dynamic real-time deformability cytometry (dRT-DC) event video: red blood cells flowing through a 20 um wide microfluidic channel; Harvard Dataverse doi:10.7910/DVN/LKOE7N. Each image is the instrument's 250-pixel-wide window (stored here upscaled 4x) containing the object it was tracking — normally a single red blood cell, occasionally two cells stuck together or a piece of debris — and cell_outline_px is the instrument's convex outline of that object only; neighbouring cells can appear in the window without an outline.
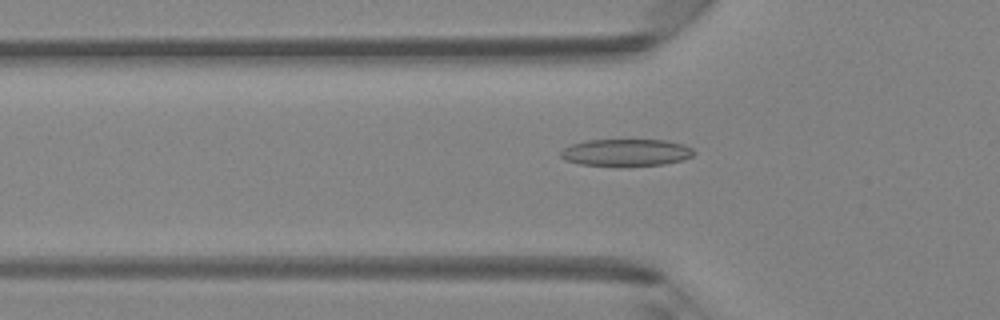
{"species": "Egyptian fruit bat (a non-hibernating species)", "species_latin": "Rousettus aegyptiacus", "temperature_condition": "room temperature", "stored_images_in_passage": 48, "camera_frame_rate_fps": 3000, "um_per_image_px": 0.085, "animal": {"sex": "female"}, "frame": {"image": 1, "passage_image": 16, "time_ms": 5.0, "image_size_px": [1000, 320], "cell_outline_px": [[696, 152], [692, 156], [684, 160], [664, 164], [580, 164], [564, 160], [560, 156], [560, 152], [564, 148], [572, 144], [588, 140], [664, 140], [684, 144], [692, 148]], "centroid_in_image_um": [53.25, 12.93], "position_along_channel_um": 72.6, "area_um2": 20.46}}
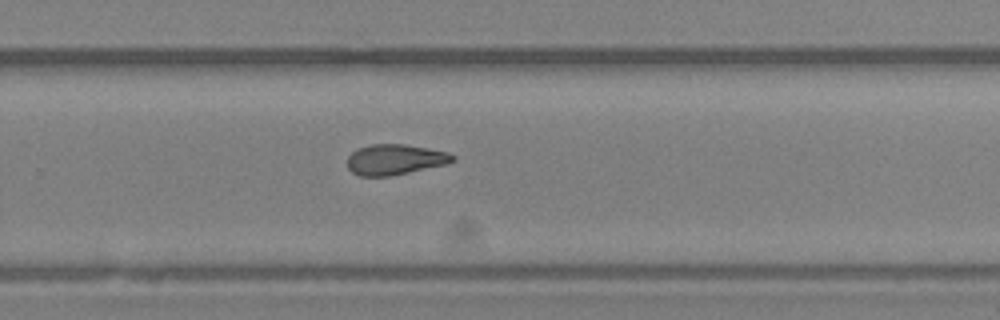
{"frame": {"image": 2, "passage_image": 32, "time_ms": 10.333, "image_size_px": [1000, 320], "cell_outline_px": [[456, 160], [444, 164], [408, 172], [388, 176], [360, 176], [352, 172], [348, 168], [348, 156], [356, 148], [372, 144], [404, 144], [428, 148], [448, 152], [456, 156]], "centroid_in_image_um": [33.55, 13.55], "position_along_channel_um": 296.2, "area_um2": 18.61}}
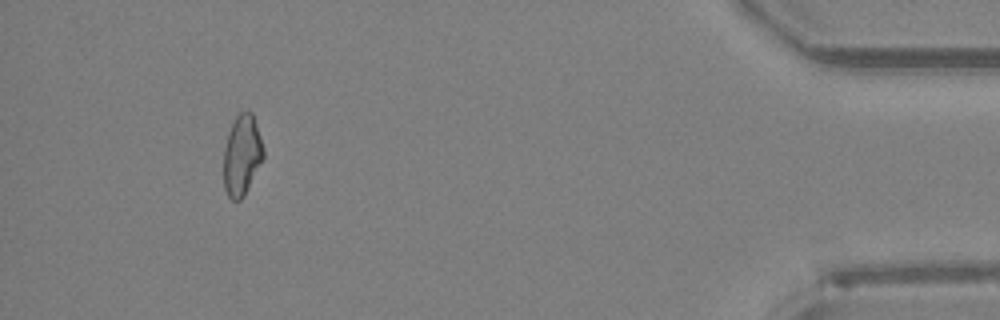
{"frame": {"image": 3, "passage_image": 45, "time_ms": 14.667, "image_size_px": [1000, 320], "cell_outline_px": [[264, 160], [244, 196], [240, 200], [232, 200], [228, 196], [224, 188], [224, 148], [228, 132], [236, 116], [240, 112], [248, 108], [252, 112], [264, 148]], "centroid_in_image_um": [20.58, 13.18], "position_along_channel_um": 414.6, "area_um2": 18.96}, "authors_computed_cell_mechanics": {"area_um2": 19.3341, "velocity_mm_per_s": 4.1912, "shape_relaxation_time_tau1_ms": null, "shape_relaxation_time_tau2_ms": 5.5872, "deformation_change_tau1": null, "deformation_change_tau2": 0.1479}}